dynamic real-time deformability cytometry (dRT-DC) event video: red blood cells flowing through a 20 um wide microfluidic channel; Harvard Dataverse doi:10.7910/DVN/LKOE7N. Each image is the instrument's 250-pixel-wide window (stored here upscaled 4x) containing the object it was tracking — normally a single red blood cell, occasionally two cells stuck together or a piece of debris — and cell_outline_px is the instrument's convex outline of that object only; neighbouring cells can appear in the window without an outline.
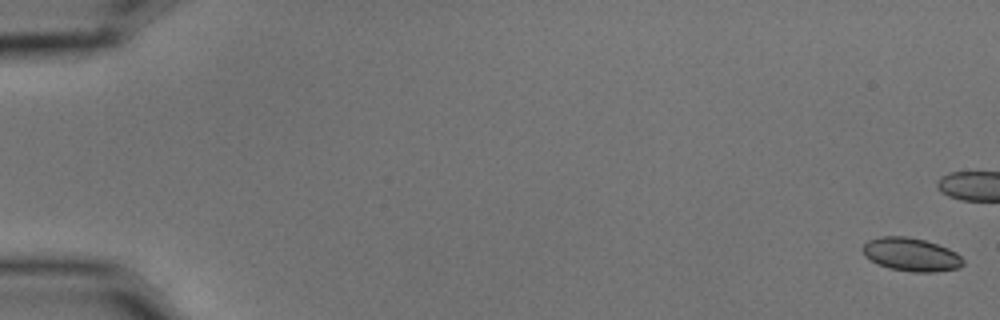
{"species": "common noctule bat (a hibernating species)", "species_latin": "Nyctalus noctula", "temperature_condition": "cold", "stored_images_in_passage": 6, "camera_frame_rate_fps": 3000, "um_per_image_px": 0.085, "animal": {"sex": "male", "body_mass_g": 15.6}, "frame": {"image": 1, "passage_image": 1, "time_ms": 0.0, "image_size_px": [1000, 320], "cell_outline_px": [[964, 264], [960, 268], [936, 272], [912, 272], [888, 268], [864, 256], [860, 248], [868, 240], [880, 236], [904, 236], [924, 240], [948, 248], [956, 252], [964, 260]], "centroid_in_image_um": [77.44, 21.64], "position_along_channel_um": 7.6, "area_um2": 19.59}}